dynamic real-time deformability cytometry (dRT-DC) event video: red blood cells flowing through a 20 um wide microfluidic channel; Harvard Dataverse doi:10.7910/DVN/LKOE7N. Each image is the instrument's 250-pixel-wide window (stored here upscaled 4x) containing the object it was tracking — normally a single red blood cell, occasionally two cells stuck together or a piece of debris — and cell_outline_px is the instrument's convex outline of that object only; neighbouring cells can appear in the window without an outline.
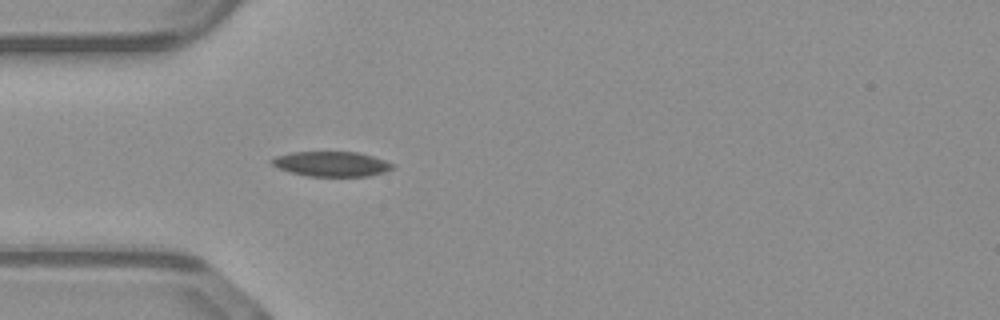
{"species": "common noctule bat (a hibernating species)", "species_latin": "Nyctalus noctula", "temperature_condition": "warm", "stored_images_in_passage": 37, "camera_frame_rate_fps": 3000, "um_per_image_px": 0.085, "animal": {"sex": "male", "body_mass_g": 23.1, "forearm_length_mm": 52.7}, "frame": {"image": 1, "passage_image": 1, "time_ms": 0.0, "image_size_px": [1000, 320], "cell_outline_px": [[392, 168], [384, 172], [368, 176], [308, 176], [292, 172], [280, 168], [272, 164], [268, 160], [276, 156], [292, 152], [356, 152], [372, 156], [384, 160], [392, 164]], "centroid_in_image_um": [28.14, 13.93], "position_along_channel_um": 56.9, "area_um2": 17.28}}
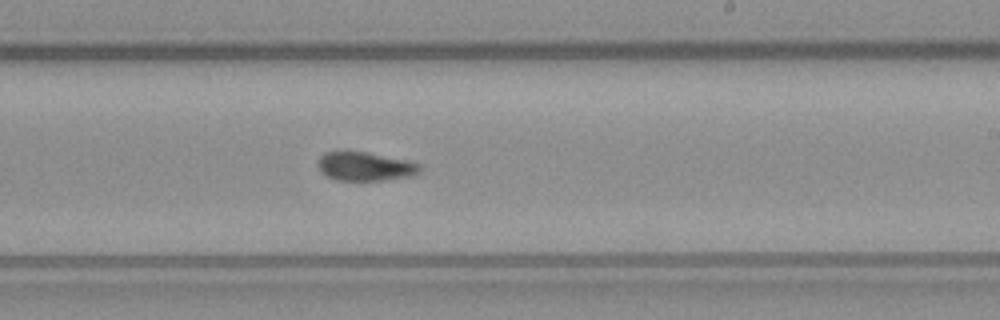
{"frame": {"image": 2, "passage_image": 16, "time_ms": 5.0, "image_size_px": [1000, 320], "cell_outline_px": [[424, 164], [420, 172], [408, 176], [380, 180], [336, 180], [328, 176], [320, 168], [320, 156], [324, 152], [368, 152], [408, 160]], "centroid_in_image_um": [31.13, 14.13], "position_along_channel_um": 257.9, "area_um2": 16.82}}
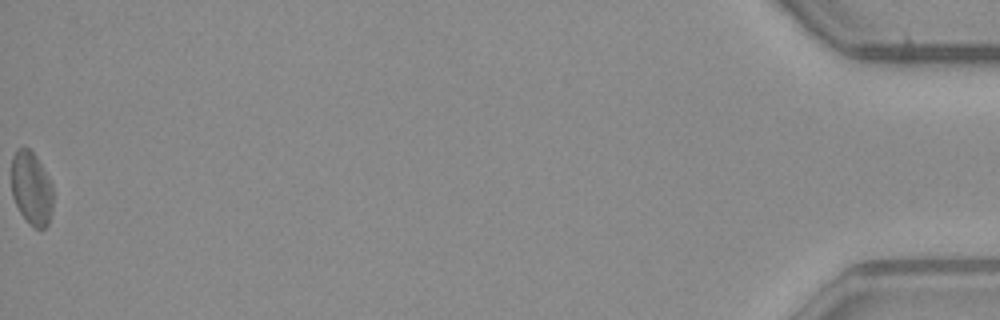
{"frame": {"image": 3, "passage_image": 37, "time_ms": 12.0, "image_size_px": [1000, 320], "cell_outline_px": [[52, 212], [48, 224], [44, 228], [36, 228], [28, 224], [20, 212], [12, 196], [12, 156], [16, 148], [28, 148], [36, 156], [52, 184]], "centroid_in_image_um": [2.67, 16.02], "position_along_channel_um": 432.5, "area_um2": 17.8}, "authors_computed_cell_mechanics": {"area_um2": 17.629, "velocity_mm_per_s": 4.0874, "shape_relaxation_time_tau1_ms": null, "shape_relaxation_time_tau2_ms": 2.5318, "deformation_change_tau1": null, "deformation_change_tau2": 0.077}}